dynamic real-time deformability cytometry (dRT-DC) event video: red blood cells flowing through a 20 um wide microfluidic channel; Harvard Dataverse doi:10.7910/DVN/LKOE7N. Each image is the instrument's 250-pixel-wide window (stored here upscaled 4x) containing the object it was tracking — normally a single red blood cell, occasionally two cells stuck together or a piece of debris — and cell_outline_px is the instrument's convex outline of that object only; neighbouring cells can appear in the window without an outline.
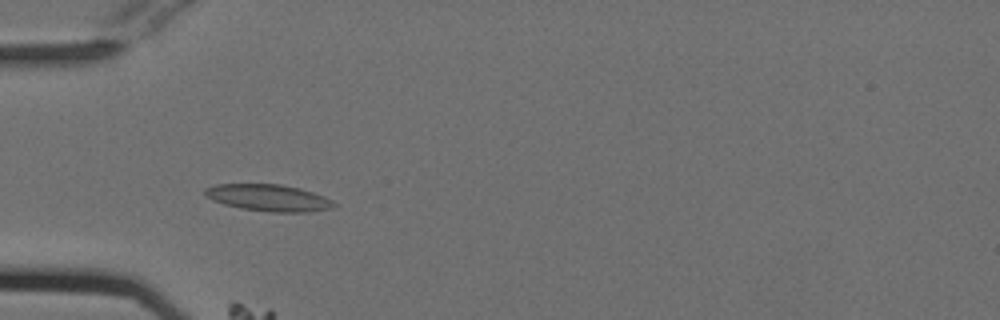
{"species": "Egyptian fruit bat (a non-hibernating species)", "species_latin": "Rousettus aegyptiacus", "temperature_condition": "cold", "stored_images_in_passage": 22, "camera_frame_rate_fps": 3000, "um_per_image_px": 0.085, "animal": {"sex": "female"}, "frame": {"image": 1, "passage_image": 14, "time_ms": 4.333, "image_size_px": [1000, 320], "cell_outline_px": [[336, 208], [308, 212], [268, 212], [240, 208], [224, 204], [212, 200], [204, 196], [204, 188], [216, 184], [280, 184], [300, 188], [324, 196], [332, 200], [336, 204]], "centroid_in_image_um": [22.83, 16.81], "position_along_channel_um": 62.2, "area_um2": 20.35}}